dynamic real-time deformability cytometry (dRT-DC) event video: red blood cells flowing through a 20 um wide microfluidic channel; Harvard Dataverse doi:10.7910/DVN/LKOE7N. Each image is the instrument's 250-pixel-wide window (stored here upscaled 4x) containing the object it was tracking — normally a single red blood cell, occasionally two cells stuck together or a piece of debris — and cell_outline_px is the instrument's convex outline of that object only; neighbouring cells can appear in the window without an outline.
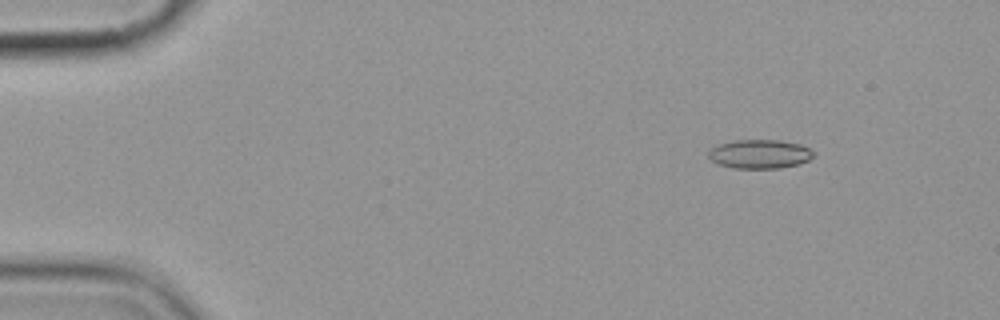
{"species": "common noctule bat (a hibernating species)", "species_latin": "Nyctalus noctula", "temperature_condition": "cold", "stored_images_in_passage": 3, "camera_frame_rate_fps": 3000, "um_per_image_px": 0.085, "animal": {"sex": "female", "body_mass_g": 19.9}, "frame": {"image": 1, "passage_image": 1, "time_ms": 0.0, "image_size_px": [1000, 320], "cell_outline_px": [[816, 156], [808, 160], [796, 164], [780, 168], [732, 168], [720, 164], [712, 160], [708, 156], [708, 152], [716, 144], [732, 140], [780, 140], [800, 144], [808, 148]], "centroid_in_image_um": [64.55, 13.08], "position_along_channel_um": 20.4, "area_um2": 17.69}}
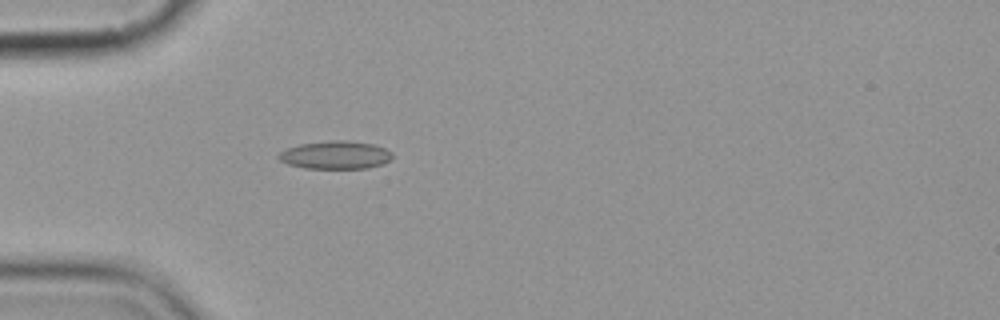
{"frame": {"image": 2, "passage_image": 3, "time_ms": 3.333, "image_size_px": [1000, 320], "cell_outline_px": [[392, 156], [384, 164], [368, 168], [304, 168], [288, 164], [280, 160], [276, 156], [284, 148], [300, 144], [332, 140], [344, 140], [372, 144], [384, 148], [392, 152]], "centroid_in_image_um": [28.48, 13.17], "position_along_channel_um": 56.5, "area_um2": 18.55}}